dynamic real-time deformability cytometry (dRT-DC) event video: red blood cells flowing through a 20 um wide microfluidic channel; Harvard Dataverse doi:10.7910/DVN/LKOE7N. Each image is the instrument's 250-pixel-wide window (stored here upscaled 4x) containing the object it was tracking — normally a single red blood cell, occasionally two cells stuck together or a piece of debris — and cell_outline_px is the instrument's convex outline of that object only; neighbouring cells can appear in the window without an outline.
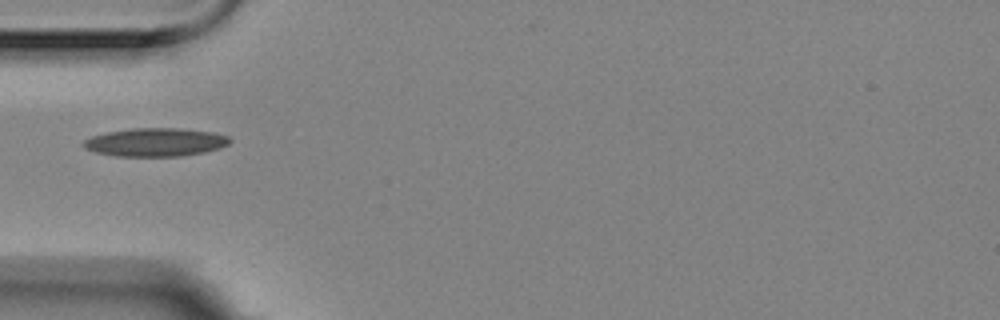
{"species": "Egyptian fruit bat (a non-hibernating species)", "species_latin": "Rousettus aegyptiacus", "temperature_condition": "room temperature", "stored_images_in_passage": 3, "camera_frame_rate_fps": 3000, "um_per_image_px": 0.085, "animal": {"sex": "female"}, "frame": {"image": 1, "passage_image": 3, "time_ms": 0.667, "image_size_px": [1000, 320], "cell_outline_px": [[232, 140], [228, 144], [220, 148], [204, 152], [180, 156], [116, 156], [96, 152], [84, 148], [80, 144], [84, 140], [92, 136], [108, 132], [132, 128], [180, 128], [212, 132], [228, 136]], "centroid_in_image_um": [13.2, 12.08], "position_along_channel_um": 71.8, "area_um2": 24.16}}